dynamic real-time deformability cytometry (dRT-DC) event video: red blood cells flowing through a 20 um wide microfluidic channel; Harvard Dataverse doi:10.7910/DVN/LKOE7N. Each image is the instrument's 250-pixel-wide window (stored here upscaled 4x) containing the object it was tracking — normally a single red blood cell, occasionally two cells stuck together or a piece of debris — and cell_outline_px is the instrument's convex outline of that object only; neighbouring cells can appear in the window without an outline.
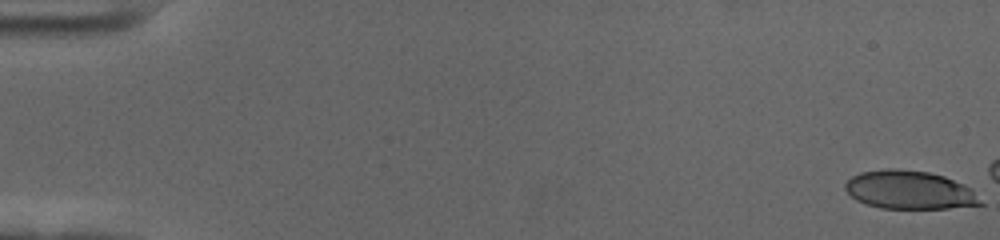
{"species": "human", "species_latin": "Homo sapiens", "temperature_condition": "cold", "stored_images_in_passage": 15, "camera_frame_rate_fps": 3000, "um_per_image_px": 0.085, "donor": {"sex": "female"}, "frame": {"image": 1, "passage_image": 1, "time_ms": 0.0, "image_size_px": [1000, 240], "cell_outline_px": [[984, 204], [948, 208], [880, 208], [856, 200], [844, 188], [844, 184], [852, 176], [860, 172], [888, 168], [896, 168], [928, 172], [944, 176], [964, 184], [972, 188]], "centroid_in_image_um": [77.31, 16.14], "position_along_channel_um": 7.7, "area_um2": 30.23}}